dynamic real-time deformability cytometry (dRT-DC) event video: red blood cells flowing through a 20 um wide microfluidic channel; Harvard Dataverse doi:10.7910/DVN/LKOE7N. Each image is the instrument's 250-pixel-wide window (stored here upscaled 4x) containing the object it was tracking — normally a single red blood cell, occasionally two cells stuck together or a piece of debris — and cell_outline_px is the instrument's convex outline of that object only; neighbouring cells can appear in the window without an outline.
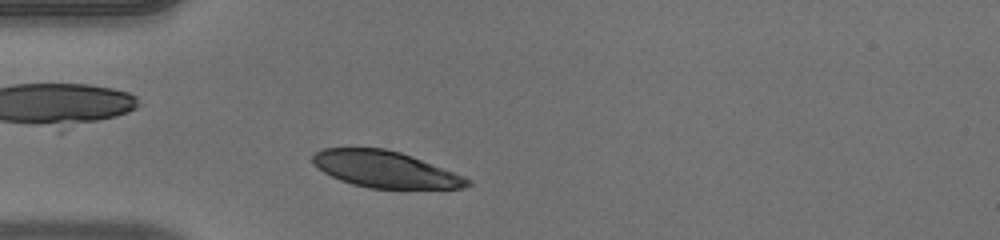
{"species": "human", "species_latin": "Homo sapiens", "temperature_condition": "warm", "stored_images_in_passage": 31, "camera_frame_rate_fps": 3000, "um_per_image_px": 0.085, "donor": {"sex": "male"}, "frame": {"image": 1, "passage_image": 3, "time_ms": 0.667, "image_size_px": [1000, 240], "cell_outline_px": [[472, 184], [464, 188], [368, 188], [352, 184], [340, 180], [324, 172], [312, 164], [312, 156], [316, 152], [324, 148], [384, 148], [400, 152], [464, 176], [472, 180]], "centroid_in_image_um": [32.72, 14.4], "position_along_channel_um": 52.3, "area_um2": 32.6}}
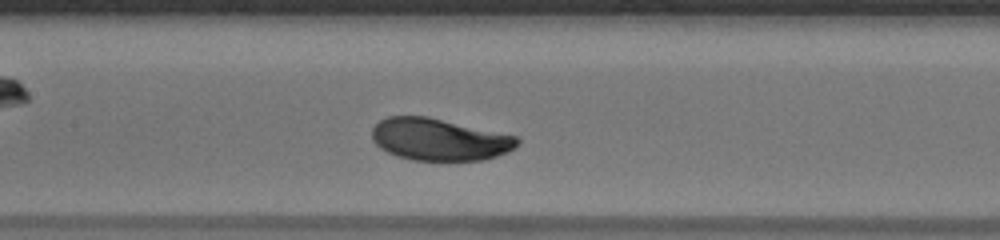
{"frame": {"image": 2, "passage_image": 13, "time_ms": 4.0, "image_size_px": [1000, 240], "cell_outline_px": [[520, 144], [516, 148], [496, 156], [484, 160], [412, 160], [396, 156], [380, 148], [372, 140], [372, 128], [380, 120], [388, 116], [428, 116], [516, 136], [520, 140]], "centroid_in_image_um": [37.33, 11.85], "position_along_channel_um": 170.1, "area_um2": 35.66}}
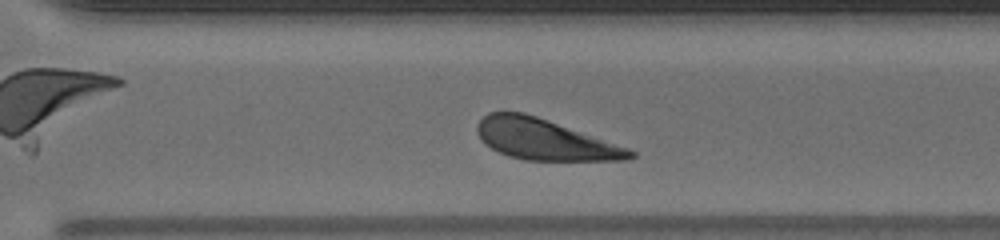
{"frame": {"image": 3, "passage_image": 25, "time_ms": 8.0, "image_size_px": [1000, 240], "cell_outline_px": [[636, 156], [628, 160], [524, 160], [508, 156], [484, 144], [480, 140], [476, 132], [476, 124], [488, 112], [524, 112], [536, 116], [628, 148], [636, 152]], "centroid_in_image_um": [46.24, 11.86], "position_along_channel_um": 324.4, "area_um2": 36.01}, "authors_computed_cell_mechanics": {"area_um2": 35.836, "velocity_mm_per_s": 3.8702, "shape_relaxation_time_tau1_ms": 2.3199, "shape_relaxation_time_tau2_ms": null, "deformation_change_tau1": 0.1324, "deformation_change_tau2": null}}